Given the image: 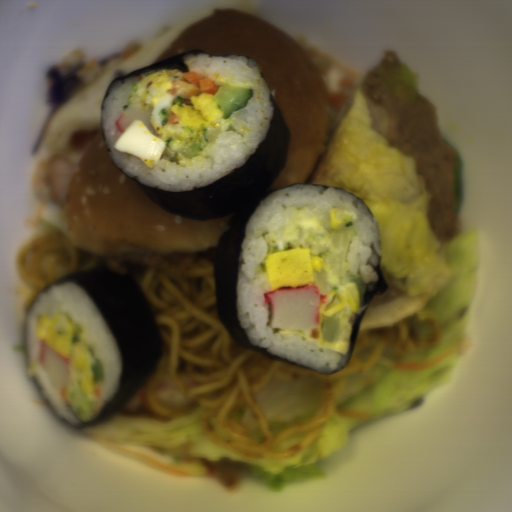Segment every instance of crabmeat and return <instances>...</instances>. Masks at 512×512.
Segmentation results:
<instances>
[{"label":"crabmeat","instance_id":"obj_2","mask_svg":"<svg viewBox=\"0 0 512 512\" xmlns=\"http://www.w3.org/2000/svg\"><path fill=\"white\" fill-rule=\"evenodd\" d=\"M37 360L48 379L60 391L66 390L70 359L39 340Z\"/></svg>","mask_w":512,"mask_h":512},{"label":"crabmeat","instance_id":"obj_3","mask_svg":"<svg viewBox=\"0 0 512 512\" xmlns=\"http://www.w3.org/2000/svg\"><path fill=\"white\" fill-rule=\"evenodd\" d=\"M152 110L153 108L150 107L147 109L135 108L132 104L127 106L115 123L118 131L123 133L135 121H142L154 136H159L149 119Z\"/></svg>","mask_w":512,"mask_h":512},{"label":"crabmeat","instance_id":"obj_1","mask_svg":"<svg viewBox=\"0 0 512 512\" xmlns=\"http://www.w3.org/2000/svg\"><path fill=\"white\" fill-rule=\"evenodd\" d=\"M263 299L270 311L266 326L301 332L320 328V305L327 304V294L310 284L278 287Z\"/></svg>","mask_w":512,"mask_h":512}]
</instances>
